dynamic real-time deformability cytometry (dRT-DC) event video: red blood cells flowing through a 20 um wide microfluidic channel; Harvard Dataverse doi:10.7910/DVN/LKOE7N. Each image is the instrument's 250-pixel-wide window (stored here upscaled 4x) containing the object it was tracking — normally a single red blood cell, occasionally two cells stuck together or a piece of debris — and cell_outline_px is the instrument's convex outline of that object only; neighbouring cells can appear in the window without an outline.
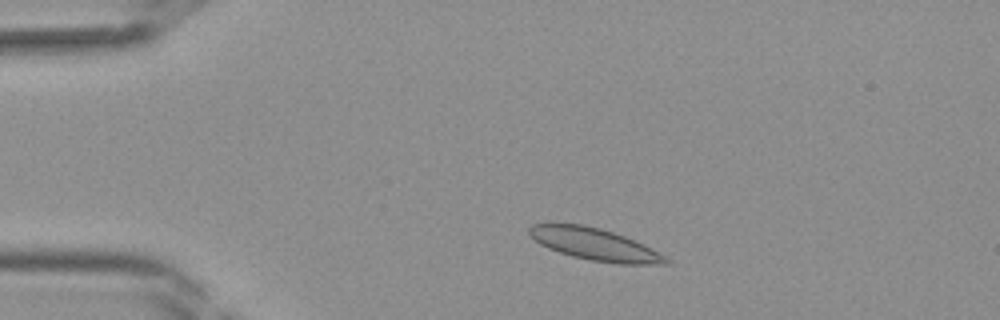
{"species": "Egyptian fruit bat (a non-hibernating species)", "species_latin": "Rousettus aegyptiacus", "temperature_condition": "room temperature", "stored_images_in_passage": 38, "camera_frame_rate_fps": 3000, "um_per_image_px": 0.085, "frame": {"image": 1, "passage_image": 5, "time_ms": 1.333, "image_size_px": [1000, 320], "cell_outline_px": [[672, 260], [668, 264], [616, 264], [592, 260], [572, 256], [548, 248], [540, 244], [528, 232], [528, 228], [532, 224], [584, 224], [600, 228], [624, 236], [644, 244], [660, 252]], "centroid_in_image_um": [50.61, 20.77], "position_along_channel_um": 34.4, "area_um2": 25.43}}
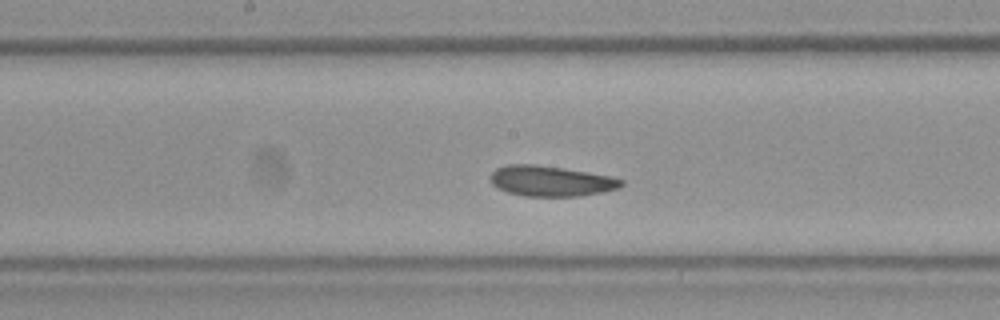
{"frame": {"image": 2, "passage_image": 18, "time_ms": 5.667, "image_size_px": [1000, 320], "cell_outline_px": [[624, 184], [620, 188], [604, 192], [580, 196], [524, 196], [508, 192], [496, 188], [492, 184], [492, 172], [496, 168], [504, 164], [536, 164], [564, 168], [612, 176], [624, 180]], "centroid_in_image_um": [46.85, 15.38], "position_along_channel_um": 201.3, "area_um2": 23.47}}
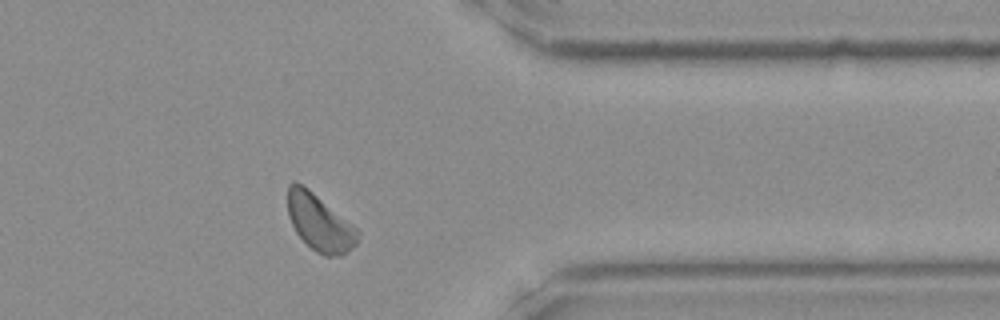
{"frame": {"image": 3, "passage_image": 30, "time_ms": 9.667, "image_size_px": [1000, 320], "cell_outline_px": [[360, 232], [356, 244], [352, 248], [340, 256], [324, 256], [316, 252], [296, 232], [288, 216], [288, 184], [292, 180], [296, 180], [308, 188], [352, 224]], "centroid_in_image_um": [27.15, 18.9], "position_along_channel_um": 384.2, "area_um2": 22.95}}